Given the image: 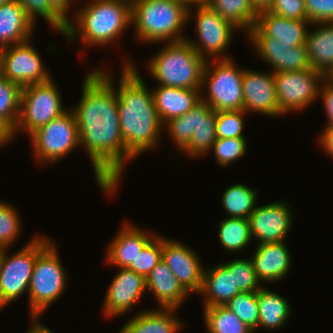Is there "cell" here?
<instances>
[{
	"label": "cell",
	"instance_id": "44",
	"mask_svg": "<svg viewBox=\"0 0 333 333\" xmlns=\"http://www.w3.org/2000/svg\"><path fill=\"white\" fill-rule=\"evenodd\" d=\"M323 100L324 111L327 116V125L333 126V82L326 78L320 87L318 99Z\"/></svg>",
	"mask_w": 333,
	"mask_h": 333
},
{
	"label": "cell",
	"instance_id": "6",
	"mask_svg": "<svg viewBox=\"0 0 333 333\" xmlns=\"http://www.w3.org/2000/svg\"><path fill=\"white\" fill-rule=\"evenodd\" d=\"M216 117L217 112L201 100L184 115L167 121L163 131L180 152L191 158L202 157L217 140Z\"/></svg>",
	"mask_w": 333,
	"mask_h": 333
},
{
	"label": "cell",
	"instance_id": "8",
	"mask_svg": "<svg viewBox=\"0 0 333 333\" xmlns=\"http://www.w3.org/2000/svg\"><path fill=\"white\" fill-rule=\"evenodd\" d=\"M243 73V67H238L232 58L208 60L203 72L201 100L216 112L243 110Z\"/></svg>",
	"mask_w": 333,
	"mask_h": 333
},
{
	"label": "cell",
	"instance_id": "33",
	"mask_svg": "<svg viewBox=\"0 0 333 333\" xmlns=\"http://www.w3.org/2000/svg\"><path fill=\"white\" fill-rule=\"evenodd\" d=\"M204 323L208 333H252L231 310L225 306L203 308Z\"/></svg>",
	"mask_w": 333,
	"mask_h": 333
},
{
	"label": "cell",
	"instance_id": "31",
	"mask_svg": "<svg viewBox=\"0 0 333 333\" xmlns=\"http://www.w3.org/2000/svg\"><path fill=\"white\" fill-rule=\"evenodd\" d=\"M257 190L242 183H235L222 194L221 203L228 217L248 219L257 207Z\"/></svg>",
	"mask_w": 333,
	"mask_h": 333
},
{
	"label": "cell",
	"instance_id": "38",
	"mask_svg": "<svg viewBox=\"0 0 333 333\" xmlns=\"http://www.w3.org/2000/svg\"><path fill=\"white\" fill-rule=\"evenodd\" d=\"M163 235H156L144 248L138 253L135 260L127 267L147 278L153 268L162 261Z\"/></svg>",
	"mask_w": 333,
	"mask_h": 333
},
{
	"label": "cell",
	"instance_id": "29",
	"mask_svg": "<svg viewBox=\"0 0 333 333\" xmlns=\"http://www.w3.org/2000/svg\"><path fill=\"white\" fill-rule=\"evenodd\" d=\"M257 301L259 307L258 329L276 331L287 324L292 307L286 298L262 286L257 291Z\"/></svg>",
	"mask_w": 333,
	"mask_h": 333
},
{
	"label": "cell",
	"instance_id": "49",
	"mask_svg": "<svg viewBox=\"0 0 333 333\" xmlns=\"http://www.w3.org/2000/svg\"><path fill=\"white\" fill-rule=\"evenodd\" d=\"M183 4L187 9L205 3V0H172Z\"/></svg>",
	"mask_w": 333,
	"mask_h": 333
},
{
	"label": "cell",
	"instance_id": "10",
	"mask_svg": "<svg viewBox=\"0 0 333 333\" xmlns=\"http://www.w3.org/2000/svg\"><path fill=\"white\" fill-rule=\"evenodd\" d=\"M46 235L35 234L21 250L9 255L8 248L0 268V309L28 293L37 255L52 241Z\"/></svg>",
	"mask_w": 333,
	"mask_h": 333
},
{
	"label": "cell",
	"instance_id": "7",
	"mask_svg": "<svg viewBox=\"0 0 333 333\" xmlns=\"http://www.w3.org/2000/svg\"><path fill=\"white\" fill-rule=\"evenodd\" d=\"M37 255L29 283L30 317H40L66 290V271L60 259L55 241Z\"/></svg>",
	"mask_w": 333,
	"mask_h": 333
},
{
	"label": "cell",
	"instance_id": "37",
	"mask_svg": "<svg viewBox=\"0 0 333 333\" xmlns=\"http://www.w3.org/2000/svg\"><path fill=\"white\" fill-rule=\"evenodd\" d=\"M222 263L230 271H234L235 285L241 292H257L262 287L251 258H235Z\"/></svg>",
	"mask_w": 333,
	"mask_h": 333
},
{
	"label": "cell",
	"instance_id": "51",
	"mask_svg": "<svg viewBox=\"0 0 333 333\" xmlns=\"http://www.w3.org/2000/svg\"><path fill=\"white\" fill-rule=\"evenodd\" d=\"M11 1H13V0H0V5L9 3Z\"/></svg>",
	"mask_w": 333,
	"mask_h": 333
},
{
	"label": "cell",
	"instance_id": "15",
	"mask_svg": "<svg viewBox=\"0 0 333 333\" xmlns=\"http://www.w3.org/2000/svg\"><path fill=\"white\" fill-rule=\"evenodd\" d=\"M287 201H276L257 206L248 220L250 233L258 244L285 242L293 224L292 211Z\"/></svg>",
	"mask_w": 333,
	"mask_h": 333
},
{
	"label": "cell",
	"instance_id": "13",
	"mask_svg": "<svg viewBox=\"0 0 333 333\" xmlns=\"http://www.w3.org/2000/svg\"><path fill=\"white\" fill-rule=\"evenodd\" d=\"M326 77L313 68L300 71L274 73L280 114L300 112L318 100L322 82Z\"/></svg>",
	"mask_w": 333,
	"mask_h": 333
},
{
	"label": "cell",
	"instance_id": "30",
	"mask_svg": "<svg viewBox=\"0 0 333 333\" xmlns=\"http://www.w3.org/2000/svg\"><path fill=\"white\" fill-rule=\"evenodd\" d=\"M205 3L245 35L255 25L258 13L251 0H205Z\"/></svg>",
	"mask_w": 333,
	"mask_h": 333
},
{
	"label": "cell",
	"instance_id": "36",
	"mask_svg": "<svg viewBox=\"0 0 333 333\" xmlns=\"http://www.w3.org/2000/svg\"><path fill=\"white\" fill-rule=\"evenodd\" d=\"M225 307L257 333L259 323L257 292H241L235 295Z\"/></svg>",
	"mask_w": 333,
	"mask_h": 333
},
{
	"label": "cell",
	"instance_id": "11",
	"mask_svg": "<svg viewBox=\"0 0 333 333\" xmlns=\"http://www.w3.org/2000/svg\"><path fill=\"white\" fill-rule=\"evenodd\" d=\"M195 9V10H194ZM195 12V14L193 12ZM193 15V16H192ZM195 19L198 39L186 37L193 49L206 61L230 59L224 54L233 40V33L239 31L232 23L224 20L206 3L188 9V22Z\"/></svg>",
	"mask_w": 333,
	"mask_h": 333
},
{
	"label": "cell",
	"instance_id": "41",
	"mask_svg": "<svg viewBox=\"0 0 333 333\" xmlns=\"http://www.w3.org/2000/svg\"><path fill=\"white\" fill-rule=\"evenodd\" d=\"M244 110L218 111L216 117L217 138H245L243 134Z\"/></svg>",
	"mask_w": 333,
	"mask_h": 333
},
{
	"label": "cell",
	"instance_id": "22",
	"mask_svg": "<svg viewBox=\"0 0 333 333\" xmlns=\"http://www.w3.org/2000/svg\"><path fill=\"white\" fill-rule=\"evenodd\" d=\"M286 242L257 245L251 256L258 279L273 283L282 280L291 269V254Z\"/></svg>",
	"mask_w": 333,
	"mask_h": 333
},
{
	"label": "cell",
	"instance_id": "19",
	"mask_svg": "<svg viewBox=\"0 0 333 333\" xmlns=\"http://www.w3.org/2000/svg\"><path fill=\"white\" fill-rule=\"evenodd\" d=\"M259 58L272 67V72L300 71L311 68L306 45L291 46L272 37H248Z\"/></svg>",
	"mask_w": 333,
	"mask_h": 333
},
{
	"label": "cell",
	"instance_id": "48",
	"mask_svg": "<svg viewBox=\"0 0 333 333\" xmlns=\"http://www.w3.org/2000/svg\"><path fill=\"white\" fill-rule=\"evenodd\" d=\"M13 139V133L0 121V147L7 146Z\"/></svg>",
	"mask_w": 333,
	"mask_h": 333
},
{
	"label": "cell",
	"instance_id": "18",
	"mask_svg": "<svg viewBox=\"0 0 333 333\" xmlns=\"http://www.w3.org/2000/svg\"><path fill=\"white\" fill-rule=\"evenodd\" d=\"M243 110L261 113L266 116L280 117L274 73L265 74L257 70L244 69L242 79Z\"/></svg>",
	"mask_w": 333,
	"mask_h": 333
},
{
	"label": "cell",
	"instance_id": "26",
	"mask_svg": "<svg viewBox=\"0 0 333 333\" xmlns=\"http://www.w3.org/2000/svg\"><path fill=\"white\" fill-rule=\"evenodd\" d=\"M306 36V49L311 68L326 78L333 74V22L313 23ZM311 29V30H310Z\"/></svg>",
	"mask_w": 333,
	"mask_h": 333
},
{
	"label": "cell",
	"instance_id": "35",
	"mask_svg": "<svg viewBox=\"0 0 333 333\" xmlns=\"http://www.w3.org/2000/svg\"><path fill=\"white\" fill-rule=\"evenodd\" d=\"M24 10L26 17L34 24L38 17L44 19L52 29L61 35L66 32L67 22L51 7L48 0H15Z\"/></svg>",
	"mask_w": 333,
	"mask_h": 333
},
{
	"label": "cell",
	"instance_id": "46",
	"mask_svg": "<svg viewBox=\"0 0 333 333\" xmlns=\"http://www.w3.org/2000/svg\"><path fill=\"white\" fill-rule=\"evenodd\" d=\"M51 7L68 23V17L71 13L69 10L71 9V5L74 4L76 0H48ZM79 1V0H78Z\"/></svg>",
	"mask_w": 333,
	"mask_h": 333
},
{
	"label": "cell",
	"instance_id": "50",
	"mask_svg": "<svg viewBox=\"0 0 333 333\" xmlns=\"http://www.w3.org/2000/svg\"><path fill=\"white\" fill-rule=\"evenodd\" d=\"M6 250H7V248L0 246V268H1L2 259L4 257Z\"/></svg>",
	"mask_w": 333,
	"mask_h": 333
},
{
	"label": "cell",
	"instance_id": "39",
	"mask_svg": "<svg viewBox=\"0 0 333 333\" xmlns=\"http://www.w3.org/2000/svg\"><path fill=\"white\" fill-rule=\"evenodd\" d=\"M21 224L18 211L0 200V246L10 249L21 233Z\"/></svg>",
	"mask_w": 333,
	"mask_h": 333
},
{
	"label": "cell",
	"instance_id": "34",
	"mask_svg": "<svg viewBox=\"0 0 333 333\" xmlns=\"http://www.w3.org/2000/svg\"><path fill=\"white\" fill-rule=\"evenodd\" d=\"M22 87L0 74V121L13 133L20 113Z\"/></svg>",
	"mask_w": 333,
	"mask_h": 333
},
{
	"label": "cell",
	"instance_id": "32",
	"mask_svg": "<svg viewBox=\"0 0 333 333\" xmlns=\"http://www.w3.org/2000/svg\"><path fill=\"white\" fill-rule=\"evenodd\" d=\"M219 223L218 240L226 251L238 253L253 241L248 219L226 216Z\"/></svg>",
	"mask_w": 333,
	"mask_h": 333
},
{
	"label": "cell",
	"instance_id": "28",
	"mask_svg": "<svg viewBox=\"0 0 333 333\" xmlns=\"http://www.w3.org/2000/svg\"><path fill=\"white\" fill-rule=\"evenodd\" d=\"M34 29L15 0L0 5V49L31 40Z\"/></svg>",
	"mask_w": 333,
	"mask_h": 333
},
{
	"label": "cell",
	"instance_id": "47",
	"mask_svg": "<svg viewBox=\"0 0 333 333\" xmlns=\"http://www.w3.org/2000/svg\"><path fill=\"white\" fill-rule=\"evenodd\" d=\"M31 321V329L27 330L26 333H55L40 321V317H31Z\"/></svg>",
	"mask_w": 333,
	"mask_h": 333
},
{
	"label": "cell",
	"instance_id": "40",
	"mask_svg": "<svg viewBox=\"0 0 333 333\" xmlns=\"http://www.w3.org/2000/svg\"><path fill=\"white\" fill-rule=\"evenodd\" d=\"M247 138H217L211 151L220 167H227L242 158L247 151Z\"/></svg>",
	"mask_w": 333,
	"mask_h": 333
},
{
	"label": "cell",
	"instance_id": "42",
	"mask_svg": "<svg viewBox=\"0 0 333 333\" xmlns=\"http://www.w3.org/2000/svg\"><path fill=\"white\" fill-rule=\"evenodd\" d=\"M304 3L311 24L333 22V0H304Z\"/></svg>",
	"mask_w": 333,
	"mask_h": 333
},
{
	"label": "cell",
	"instance_id": "12",
	"mask_svg": "<svg viewBox=\"0 0 333 333\" xmlns=\"http://www.w3.org/2000/svg\"><path fill=\"white\" fill-rule=\"evenodd\" d=\"M29 137L34 158L40 165L57 163L81 148L78 126L71 110L38 128Z\"/></svg>",
	"mask_w": 333,
	"mask_h": 333
},
{
	"label": "cell",
	"instance_id": "20",
	"mask_svg": "<svg viewBox=\"0 0 333 333\" xmlns=\"http://www.w3.org/2000/svg\"><path fill=\"white\" fill-rule=\"evenodd\" d=\"M311 23L308 20H291L269 11L258 13L255 25L246 34L248 37L277 38L283 44L306 45V36Z\"/></svg>",
	"mask_w": 333,
	"mask_h": 333
},
{
	"label": "cell",
	"instance_id": "23",
	"mask_svg": "<svg viewBox=\"0 0 333 333\" xmlns=\"http://www.w3.org/2000/svg\"><path fill=\"white\" fill-rule=\"evenodd\" d=\"M152 94L158 116L163 125L184 115L201 101V90L157 85Z\"/></svg>",
	"mask_w": 333,
	"mask_h": 333
},
{
	"label": "cell",
	"instance_id": "4",
	"mask_svg": "<svg viewBox=\"0 0 333 333\" xmlns=\"http://www.w3.org/2000/svg\"><path fill=\"white\" fill-rule=\"evenodd\" d=\"M131 15L135 39L142 44L186 40L183 28L188 23V9L179 2L131 0Z\"/></svg>",
	"mask_w": 333,
	"mask_h": 333
},
{
	"label": "cell",
	"instance_id": "52",
	"mask_svg": "<svg viewBox=\"0 0 333 333\" xmlns=\"http://www.w3.org/2000/svg\"><path fill=\"white\" fill-rule=\"evenodd\" d=\"M329 79L333 82V74L329 77Z\"/></svg>",
	"mask_w": 333,
	"mask_h": 333
},
{
	"label": "cell",
	"instance_id": "27",
	"mask_svg": "<svg viewBox=\"0 0 333 333\" xmlns=\"http://www.w3.org/2000/svg\"><path fill=\"white\" fill-rule=\"evenodd\" d=\"M176 310L178 308L156 307L141 311L123 324L121 330L124 333H178L184 323L175 316Z\"/></svg>",
	"mask_w": 333,
	"mask_h": 333
},
{
	"label": "cell",
	"instance_id": "24",
	"mask_svg": "<svg viewBox=\"0 0 333 333\" xmlns=\"http://www.w3.org/2000/svg\"><path fill=\"white\" fill-rule=\"evenodd\" d=\"M146 290L149 291L160 308H180L189 293L179 283L169 267L161 261L146 278Z\"/></svg>",
	"mask_w": 333,
	"mask_h": 333
},
{
	"label": "cell",
	"instance_id": "21",
	"mask_svg": "<svg viewBox=\"0 0 333 333\" xmlns=\"http://www.w3.org/2000/svg\"><path fill=\"white\" fill-rule=\"evenodd\" d=\"M124 221L106 250L105 262L117 268H127L143 248L157 235ZM143 230V231H142Z\"/></svg>",
	"mask_w": 333,
	"mask_h": 333
},
{
	"label": "cell",
	"instance_id": "25",
	"mask_svg": "<svg viewBox=\"0 0 333 333\" xmlns=\"http://www.w3.org/2000/svg\"><path fill=\"white\" fill-rule=\"evenodd\" d=\"M241 291L235 285L234 271H230L223 263L206 267L203 271V284L200 295H204V308L225 306Z\"/></svg>",
	"mask_w": 333,
	"mask_h": 333
},
{
	"label": "cell",
	"instance_id": "5",
	"mask_svg": "<svg viewBox=\"0 0 333 333\" xmlns=\"http://www.w3.org/2000/svg\"><path fill=\"white\" fill-rule=\"evenodd\" d=\"M206 62L183 40L164 43L147 61V68L158 85L201 90Z\"/></svg>",
	"mask_w": 333,
	"mask_h": 333
},
{
	"label": "cell",
	"instance_id": "9",
	"mask_svg": "<svg viewBox=\"0 0 333 333\" xmlns=\"http://www.w3.org/2000/svg\"><path fill=\"white\" fill-rule=\"evenodd\" d=\"M68 110L63 107L61 93L52 78L43 83L26 85L21 90L20 113L13 137L16 138L20 130L29 136Z\"/></svg>",
	"mask_w": 333,
	"mask_h": 333
},
{
	"label": "cell",
	"instance_id": "1",
	"mask_svg": "<svg viewBox=\"0 0 333 333\" xmlns=\"http://www.w3.org/2000/svg\"><path fill=\"white\" fill-rule=\"evenodd\" d=\"M81 91L80 101L71 109L80 147L90 158L98 186L111 197L118 191L125 166L134 159L121 134L118 95L114 83L98 68L87 71Z\"/></svg>",
	"mask_w": 333,
	"mask_h": 333
},
{
	"label": "cell",
	"instance_id": "43",
	"mask_svg": "<svg viewBox=\"0 0 333 333\" xmlns=\"http://www.w3.org/2000/svg\"><path fill=\"white\" fill-rule=\"evenodd\" d=\"M269 12L291 20H307L304 0H275Z\"/></svg>",
	"mask_w": 333,
	"mask_h": 333
},
{
	"label": "cell",
	"instance_id": "45",
	"mask_svg": "<svg viewBox=\"0 0 333 333\" xmlns=\"http://www.w3.org/2000/svg\"><path fill=\"white\" fill-rule=\"evenodd\" d=\"M319 146L331 159H333V126H326L319 135Z\"/></svg>",
	"mask_w": 333,
	"mask_h": 333
},
{
	"label": "cell",
	"instance_id": "17",
	"mask_svg": "<svg viewBox=\"0 0 333 333\" xmlns=\"http://www.w3.org/2000/svg\"><path fill=\"white\" fill-rule=\"evenodd\" d=\"M118 269L106 291L101 308L108 318L121 317L131 312L147 291L144 276L127 268Z\"/></svg>",
	"mask_w": 333,
	"mask_h": 333
},
{
	"label": "cell",
	"instance_id": "2",
	"mask_svg": "<svg viewBox=\"0 0 333 333\" xmlns=\"http://www.w3.org/2000/svg\"><path fill=\"white\" fill-rule=\"evenodd\" d=\"M122 62L118 87L111 72L103 67L98 69L114 83L122 138L126 151L136 159L143 152L158 146L164 133L163 123L158 116L152 90L146 86L138 66L130 58Z\"/></svg>",
	"mask_w": 333,
	"mask_h": 333
},
{
	"label": "cell",
	"instance_id": "3",
	"mask_svg": "<svg viewBox=\"0 0 333 333\" xmlns=\"http://www.w3.org/2000/svg\"><path fill=\"white\" fill-rule=\"evenodd\" d=\"M131 21V0H90L74 14V23L69 20L63 37L87 48L102 47L116 42Z\"/></svg>",
	"mask_w": 333,
	"mask_h": 333
},
{
	"label": "cell",
	"instance_id": "14",
	"mask_svg": "<svg viewBox=\"0 0 333 333\" xmlns=\"http://www.w3.org/2000/svg\"><path fill=\"white\" fill-rule=\"evenodd\" d=\"M30 41L0 49V74L21 87L52 78Z\"/></svg>",
	"mask_w": 333,
	"mask_h": 333
},
{
	"label": "cell",
	"instance_id": "16",
	"mask_svg": "<svg viewBox=\"0 0 333 333\" xmlns=\"http://www.w3.org/2000/svg\"><path fill=\"white\" fill-rule=\"evenodd\" d=\"M163 236L162 261L189 293H200L203 284L202 261L190 246Z\"/></svg>",
	"mask_w": 333,
	"mask_h": 333
}]
</instances>
